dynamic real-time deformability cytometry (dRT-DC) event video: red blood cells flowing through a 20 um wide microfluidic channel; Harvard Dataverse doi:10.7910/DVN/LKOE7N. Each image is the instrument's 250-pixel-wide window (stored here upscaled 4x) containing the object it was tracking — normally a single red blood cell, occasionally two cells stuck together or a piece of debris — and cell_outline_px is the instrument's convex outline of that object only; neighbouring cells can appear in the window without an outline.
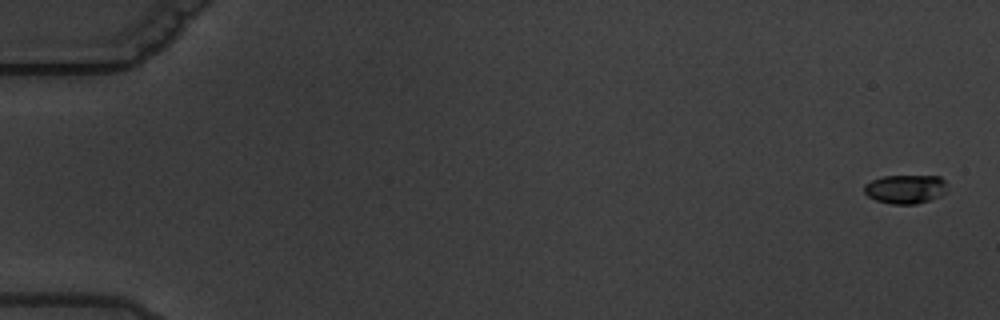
{"species": "common noctule bat (a hibernating species)", "species_latin": "Nyctalus noctula", "temperature_condition": "warm", "stored_images_in_passage": 6, "camera_frame_rate_fps": 3000, "um_per_image_px": 0.085, "animal": {"sex": "male", "body_mass_g": 19.5, "forearm_length_mm": 54.6}, "frame": {"image": 1, "passage_image": 1, "time_ms": 0.0, "image_size_px": [1000, 320], "cell_outline_px": [[948, 192], [940, 196], [916, 204], [892, 204], [876, 200], [868, 196], [864, 192], [864, 184], [872, 180], [884, 176], [940, 176], [944, 180]], "centroid_in_image_um": [76.97, 16.07], "position_along_channel_um": 8.0, "area_um2": 13.99}}
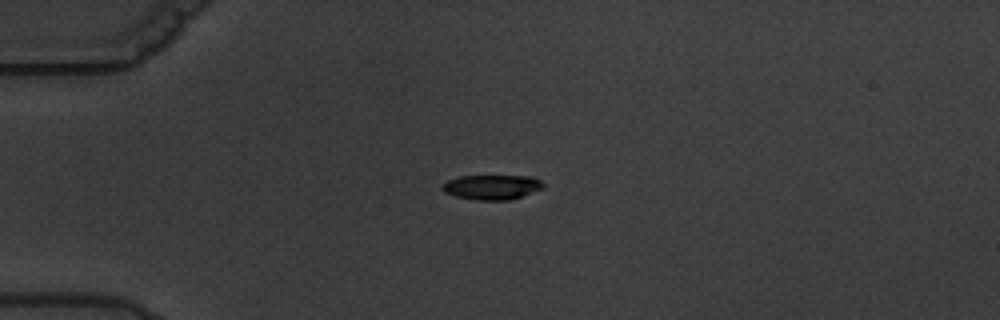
{"frame": {"image": 2, "passage_image": 5, "time_ms": 5.0, "image_size_px": [1000, 320], "cell_outline_px": [[544, 188], [508, 200], [476, 200], [456, 196], [444, 192], [440, 188], [440, 184], [448, 180], [460, 176], [532, 176], [540, 180], [544, 184]], "centroid_in_image_um": [41.78, 15.9], "position_along_channel_um": 43.2, "area_um2": 14.57}}